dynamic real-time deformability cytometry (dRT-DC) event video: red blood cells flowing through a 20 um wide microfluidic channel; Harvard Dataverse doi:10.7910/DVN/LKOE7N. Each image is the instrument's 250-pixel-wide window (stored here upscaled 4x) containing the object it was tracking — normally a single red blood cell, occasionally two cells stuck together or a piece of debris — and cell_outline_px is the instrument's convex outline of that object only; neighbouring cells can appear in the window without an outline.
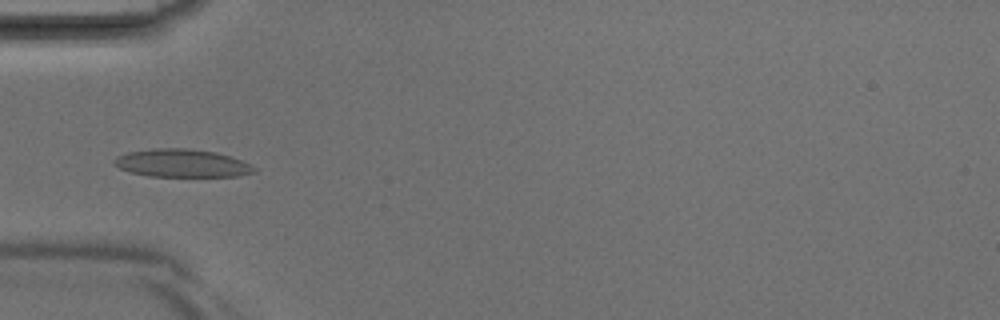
{"species": "Egyptian fruit bat (a non-hibernating species)", "species_latin": "Rousettus aegyptiacus", "temperature_condition": "room temperature", "stored_images_in_passage": 41, "camera_frame_rate_fps": 3000, "um_per_image_px": 0.085, "animal": {"sex": "male"}, "frame": {"image": 1, "passage_image": 13, "time_ms": 4.0, "image_size_px": [1000, 320], "cell_outline_px": [[256, 172], [236, 176], [148, 176], [132, 172], [120, 168], [112, 164], [112, 160], [128, 152], [152, 148], [188, 148], [216, 152], [240, 160], [256, 168]], "centroid_in_image_um": [15.44, 13.86], "position_along_channel_um": 69.6, "area_um2": 22.6}}
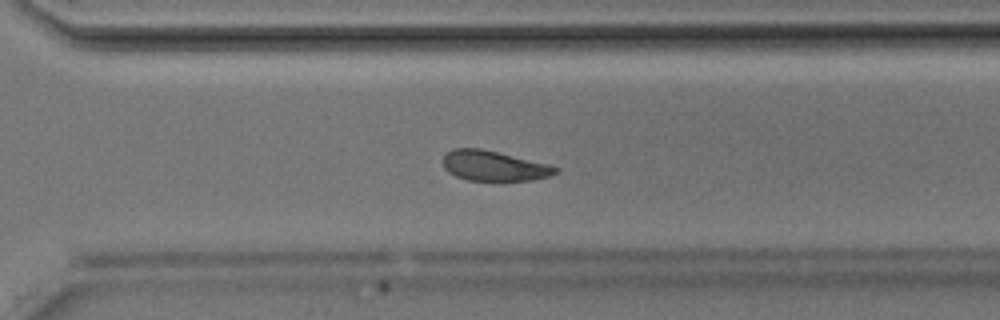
{"frame": {"image": 2, "passage_image": 29, "time_ms": 9.333, "image_size_px": [1000, 320], "cell_outline_px": [[560, 168], [556, 172], [548, 176], [532, 180], [468, 180], [456, 176], [448, 172], [444, 168], [444, 152], [452, 148], [480, 148], [548, 164]], "centroid_in_image_um": [41.94, 14.08], "position_along_channel_um": 328.7, "area_um2": 19.54}}
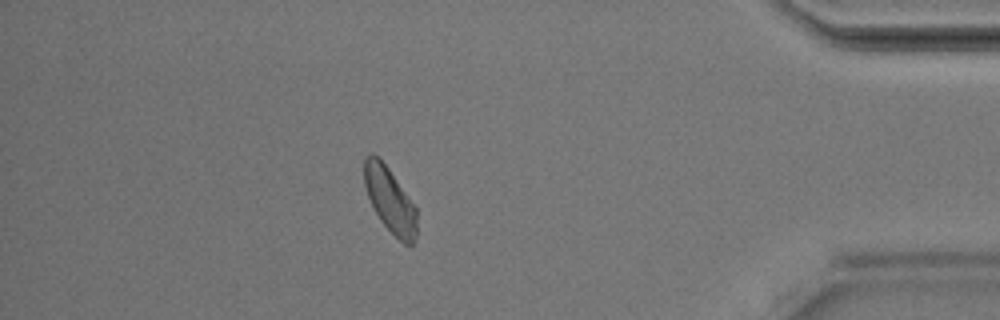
{"frame": {"image": 3, "passage_image": 36, "time_ms": 11.667, "image_size_px": [1000, 320], "cell_outline_px": [[416, 236], [412, 244], [404, 244], [380, 220], [368, 196], [364, 184], [364, 156], [372, 152], [388, 168], [416, 208]], "centroid_in_image_um": [33.12, 16.98], "position_along_channel_um": 402.1, "area_um2": 19.36}}